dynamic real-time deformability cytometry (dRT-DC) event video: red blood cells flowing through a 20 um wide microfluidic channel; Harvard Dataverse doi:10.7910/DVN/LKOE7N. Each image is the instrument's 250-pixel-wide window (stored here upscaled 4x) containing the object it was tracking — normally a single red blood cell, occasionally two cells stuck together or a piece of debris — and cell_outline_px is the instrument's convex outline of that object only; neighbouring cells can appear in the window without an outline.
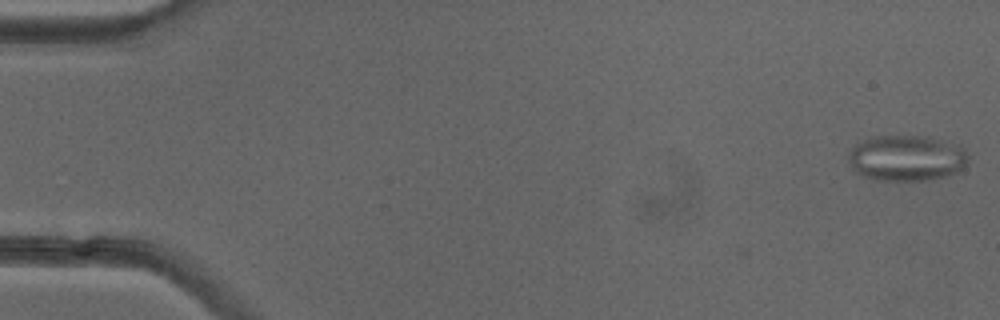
{"species": "common noctule bat (a hibernating species)", "species_latin": "Nyctalus noctula", "temperature_condition": "cold", "stored_images_in_passage": 51, "camera_frame_rate_fps": 3000, "um_per_image_px": 0.085, "animal": {"sex": "female"}, "frame": {"image": 1, "passage_image": 1, "time_ms": 0.0, "image_size_px": [1000, 320], "cell_outline_px": [[968, 164], [964, 168], [948, 176], [928, 180], [876, 180], [864, 176], [856, 172], [852, 168], [848, 160], [848, 156], [852, 148], [856, 144], [864, 140], [876, 136], [928, 136], [960, 144], [964, 148], [968, 156]], "centroid_in_image_um": [77.11, 13.43], "position_along_channel_um": 7.9, "area_um2": 32.31}}
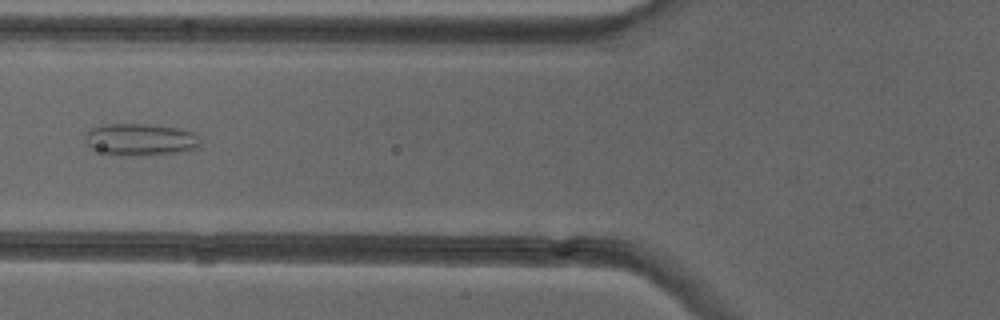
{"frame": {"image": 2, "passage_image": 20, "time_ms": 6.333, "image_size_px": [1000, 320], "cell_outline_px": [[200, 148], [176, 152], [128, 156], [108, 152], [92, 148], [84, 140], [84, 136], [92, 128], [104, 124], [148, 124], [176, 128], [192, 132], [200, 140]], "centroid_in_image_um": [11.95, 11.84], "position_along_channel_um": 113.9, "area_um2": 20.98}}
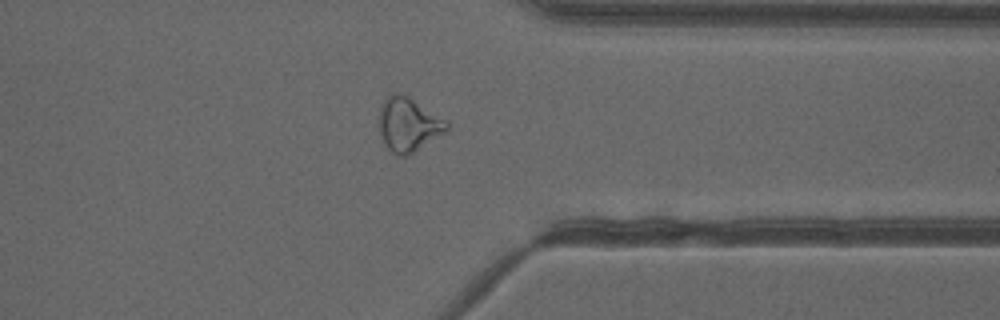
{"frame": {"image": 3, "passage_image": 40, "time_ms": 13.0, "image_size_px": [1000, 320], "cell_outline_px": [[448, 132], [408, 156], [400, 156], [392, 152], [388, 148], [380, 136], [380, 104], [392, 92], [396, 92], [408, 96], [448, 120]], "centroid_in_image_um": [34.75, 10.59], "position_along_channel_um": 376.6, "area_um2": 21.56}, "authors_computed_cell_mechanics": {"area_um2": 22.542, "velocity_mm_per_s": 4.002, "shape_relaxation_time_tau1_ms": null, "shape_relaxation_time_tau2_ms": 2.0794, "deformation_change_tau1": null, "deformation_change_tau2": 0.1071}}